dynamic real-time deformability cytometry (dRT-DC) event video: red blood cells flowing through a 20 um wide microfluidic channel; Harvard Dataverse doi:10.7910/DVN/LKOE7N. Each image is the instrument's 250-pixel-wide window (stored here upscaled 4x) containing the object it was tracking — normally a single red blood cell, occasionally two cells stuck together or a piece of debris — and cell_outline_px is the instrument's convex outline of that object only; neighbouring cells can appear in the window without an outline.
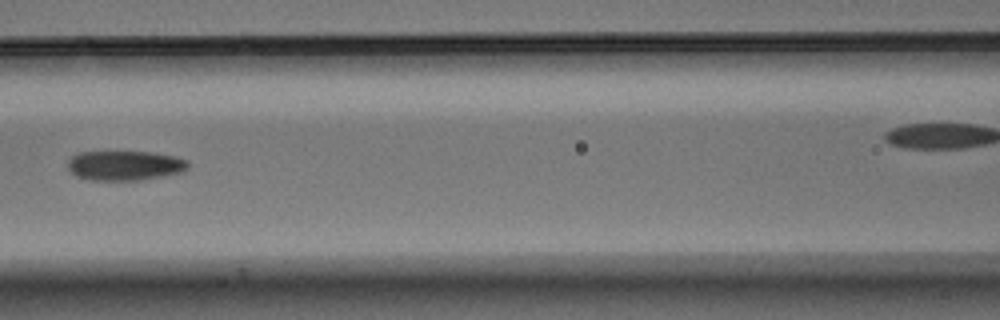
{"species": "Egyptian fruit bat (a non-hibernating species)", "species_latin": "Rousettus aegyptiacus", "temperature_condition": "warm", "stored_images_in_passage": 7, "segment_of_instrument_passage": [1, 2], "camera_frame_rate_fps": 3000, "um_per_image_px": 0.085, "animal": {"sex": "male"}, "frame": {"image": 1, "passage_image": 6, "time_ms": 1.667, "image_size_px": [1000, 320], "cell_outline_px": [[188, 168], [184, 172], [164, 176], [140, 180], [92, 180], [76, 176], [68, 168], [68, 160], [72, 156], [80, 152], [152, 152], [176, 156], [188, 160]], "centroid_in_image_um": [10.65, 14.07], "position_along_channel_um": 155.9, "area_um2": 20.92}}